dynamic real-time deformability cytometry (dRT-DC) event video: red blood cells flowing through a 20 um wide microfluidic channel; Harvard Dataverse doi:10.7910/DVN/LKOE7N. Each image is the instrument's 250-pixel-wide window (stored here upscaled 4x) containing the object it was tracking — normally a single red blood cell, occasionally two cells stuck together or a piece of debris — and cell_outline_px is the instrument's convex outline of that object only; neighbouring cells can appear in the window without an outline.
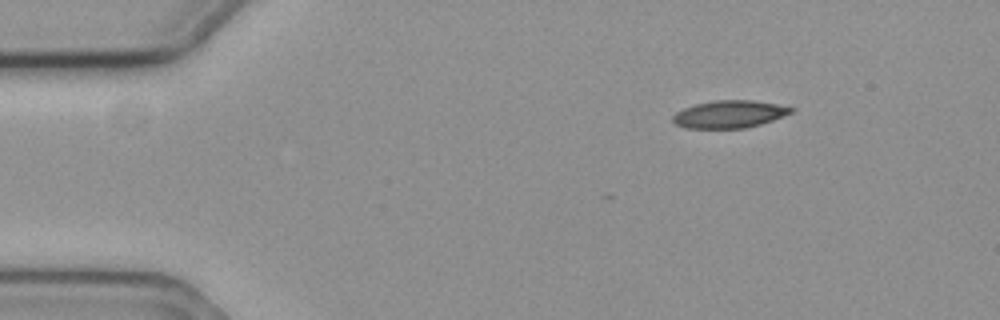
{"species": "common noctule bat (a hibernating species)", "species_latin": "Nyctalus noctula", "temperature_condition": "cold", "stored_images_in_passage": 37, "camera_frame_rate_fps": 3000, "um_per_image_px": 0.085, "animal": {"sex": "female", "body_mass_g": 19.3, "forearm_length_mm": 54.1}, "frame": {"image": 1, "passage_image": 1, "time_ms": 0.0, "image_size_px": [1000, 320], "cell_outline_px": [[796, 108], [792, 112], [784, 116], [760, 124], [744, 128], [684, 128], [676, 124], [672, 120], [672, 116], [676, 112], [684, 108], [696, 104], [716, 100], [752, 100], [776, 104]], "centroid_in_image_um": [61.99, 9.7], "position_along_channel_um": 23.0, "area_um2": 18.84}}
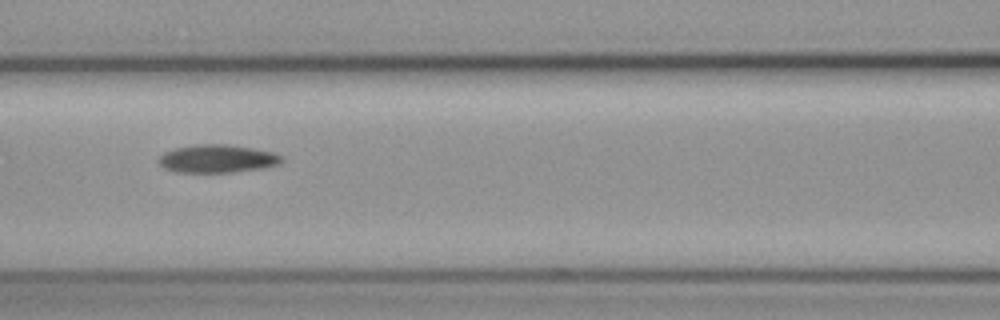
{"frame": {"image": 2, "passage_image": 18, "time_ms": 5.667, "image_size_px": [1000, 320], "cell_outline_px": [[284, 160], [280, 164], [260, 168], [232, 172], [176, 172], [164, 168], [160, 164], [160, 156], [164, 152], [176, 148], [196, 144], [224, 144], [252, 148], [272, 152], [284, 156]], "centroid_in_image_um": [18.49, 13.49], "position_along_channel_um": 148.1, "area_um2": 19.94}}
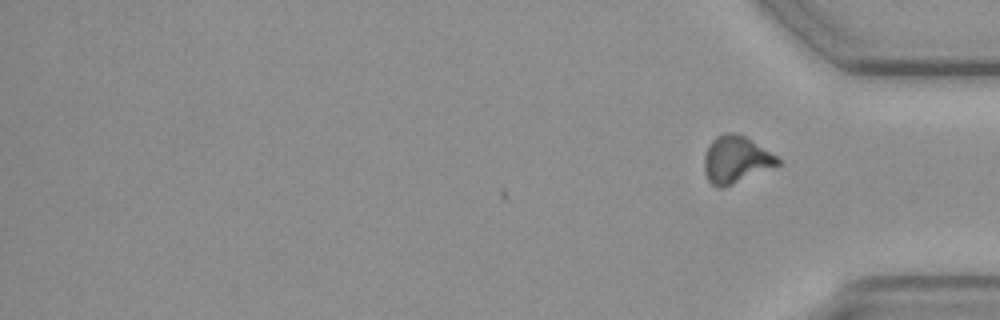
{"frame": {"image": 3, "passage_image": 37, "time_ms": 12.0, "image_size_px": [1000, 320], "cell_outline_px": [[784, 160], [780, 164], [724, 188], [720, 188], [712, 184], [708, 180], [704, 172], [704, 156], [712, 140], [716, 136], [724, 132], [732, 132], [744, 136]], "centroid_in_image_um": [62.55, 13.57], "position_along_channel_um": 372.6, "area_um2": 20.11}}